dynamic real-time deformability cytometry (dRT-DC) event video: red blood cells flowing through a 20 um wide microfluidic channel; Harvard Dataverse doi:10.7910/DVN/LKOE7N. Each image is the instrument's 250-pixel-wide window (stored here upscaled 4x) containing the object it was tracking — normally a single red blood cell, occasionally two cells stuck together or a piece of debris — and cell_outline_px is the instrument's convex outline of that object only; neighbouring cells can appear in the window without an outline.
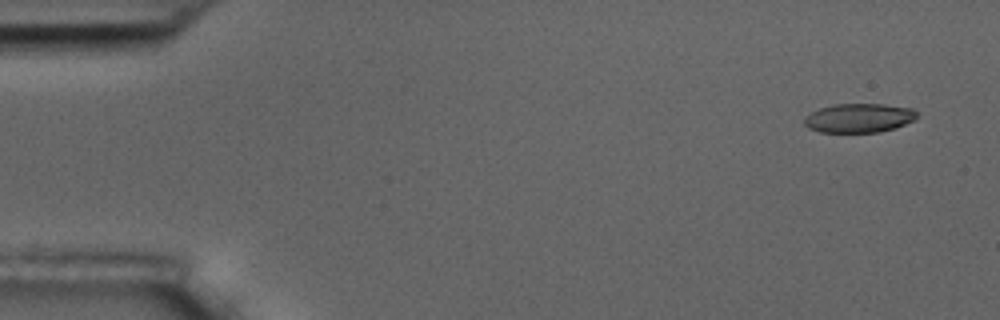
{"species": "common noctule bat (a hibernating species)", "species_latin": "Nyctalus noctula", "temperature_condition": "room temperature", "stored_images_in_passage": 4, "camera_frame_rate_fps": 3000, "um_per_image_px": 0.085, "animal": {"sex": "male", "body_mass_g": 17.5, "forearm_length_mm": 52.3}, "frame": {"image": 1, "passage_image": 1, "time_ms": 0.0, "image_size_px": [1000, 320], "cell_outline_px": [[916, 120], [896, 128], [880, 132], [820, 132], [808, 128], [804, 124], [804, 116], [820, 108], [832, 104], [884, 104], [912, 108], [916, 112]], "centroid_in_image_um": [73.01, 10.03], "position_along_channel_um": 12.0, "area_um2": 19.25}}
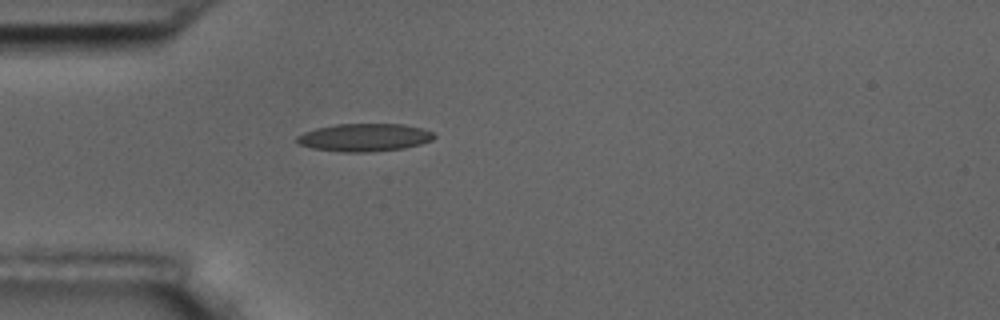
{"frame": {"image": 2, "passage_image": 4, "time_ms": 4.333, "image_size_px": [1000, 320], "cell_outline_px": [[436, 136], [432, 140], [420, 144], [404, 148], [368, 152], [344, 152], [312, 148], [296, 144], [296, 136], [304, 132], [316, 128], [336, 124], [404, 124], [424, 128], [432, 132]], "centroid_in_image_um": [30.96, 11.68], "position_along_channel_um": 54.0, "area_um2": 22.37}}